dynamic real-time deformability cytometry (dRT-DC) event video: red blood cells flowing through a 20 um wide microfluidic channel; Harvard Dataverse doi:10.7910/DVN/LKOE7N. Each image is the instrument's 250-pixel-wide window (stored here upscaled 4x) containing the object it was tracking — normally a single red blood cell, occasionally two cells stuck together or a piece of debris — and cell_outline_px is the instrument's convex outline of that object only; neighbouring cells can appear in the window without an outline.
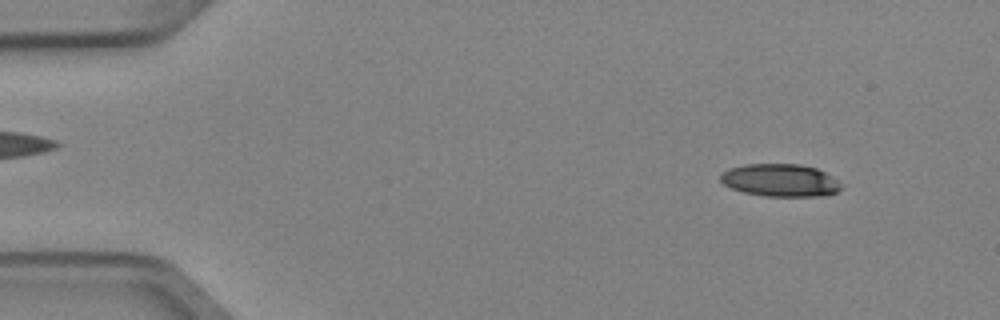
{"species": "Egyptian fruit bat (a non-hibernating species)", "species_latin": "Rousettus aegyptiacus", "temperature_condition": "cold", "stored_images_in_passage": 4, "camera_frame_rate_fps": 3000, "um_per_image_px": 0.085, "animal": {"sex": "female"}, "frame": {"image": 1, "passage_image": 1, "time_ms": 0.0, "image_size_px": [1000, 320], "cell_outline_px": [[844, 188], [836, 192], [824, 196], [764, 196], [744, 192], [732, 188], [724, 184], [720, 180], [720, 176], [728, 168], [744, 164], [800, 164], [816, 168], [832, 176]], "centroid_in_image_um": [66.33, 15.32], "position_along_channel_um": 18.7, "area_um2": 22.95}}
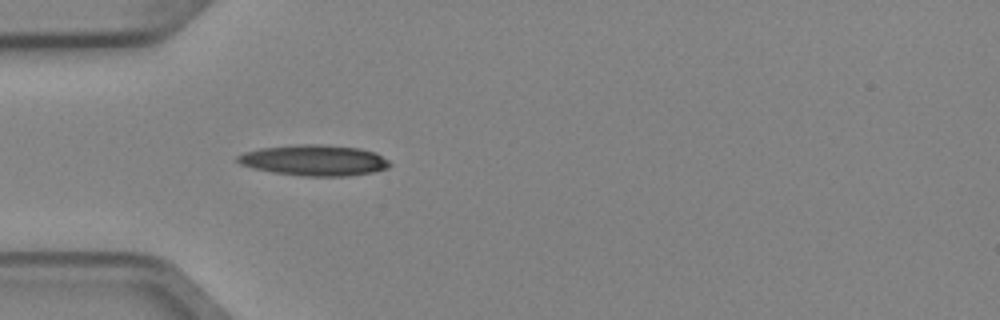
{"frame": {"image": 2, "passage_image": 4, "time_ms": 1.0, "image_size_px": [1000, 320], "cell_outline_px": [[392, 164], [388, 168], [372, 172], [348, 176], [304, 176], [272, 172], [252, 168], [240, 164], [236, 160], [236, 156], [244, 152], [260, 148], [296, 144], [320, 144], [360, 148], [376, 152], [388, 160]], "centroid_in_image_um": [26.71, 13.62], "position_along_channel_um": 58.3, "area_um2": 27.51}}